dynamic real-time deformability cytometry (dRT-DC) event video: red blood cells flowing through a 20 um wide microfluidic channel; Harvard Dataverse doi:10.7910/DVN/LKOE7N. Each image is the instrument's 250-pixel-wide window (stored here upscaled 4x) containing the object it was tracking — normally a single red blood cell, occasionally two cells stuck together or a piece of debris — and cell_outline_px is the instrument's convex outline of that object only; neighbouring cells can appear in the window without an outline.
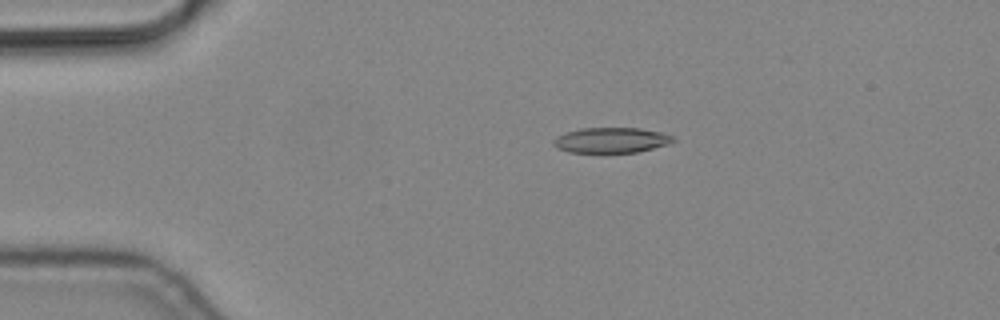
{"species": "common noctule bat (a hibernating species)", "species_latin": "Nyctalus noctula", "temperature_condition": "cold", "stored_images_in_passage": 8, "camera_frame_rate_fps": 3000, "um_per_image_px": 0.085, "animal": {"sex": "male", "body_mass_g": 19.2, "forearm_length_mm": 51.8}, "frame": {"image": 1, "passage_image": 4, "time_ms": 1.0, "image_size_px": [1000, 320], "cell_outline_px": [[676, 140], [668, 144], [636, 152], [568, 152], [556, 148], [552, 144], [552, 140], [556, 136], [580, 128], [640, 128], [660, 132], [672, 136]], "centroid_in_image_um": [51.91, 11.91], "position_along_channel_um": 33.1, "area_um2": 17.57}}
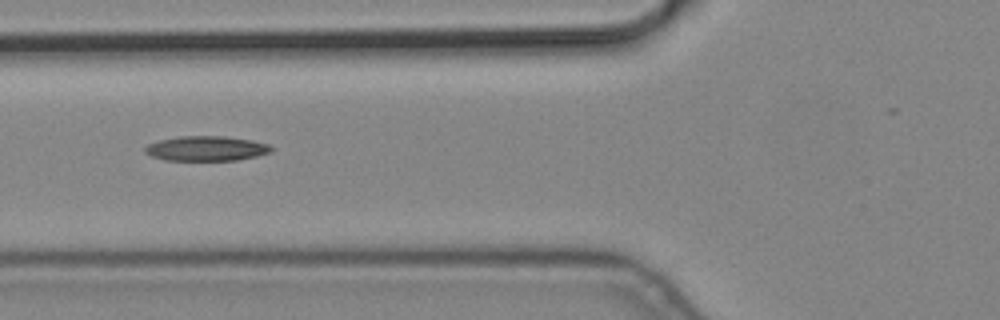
{"frame": {"image": 2, "passage_image": 7, "time_ms": 2.0, "image_size_px": [1000, 320], "cell_outline_px": [[272, 152], [256, 156], [236, 160], [164, 160], [152, 156], [144, 152], [144, 148], [148, 144], [160, 140], [180, 136], [224, 136], [252, 140], [268, 144], [272, 148]], "centroid_in_image_um": [17.53, 12.62], "position_along_channel_um": 108.3, "area_um2": 18.21}}
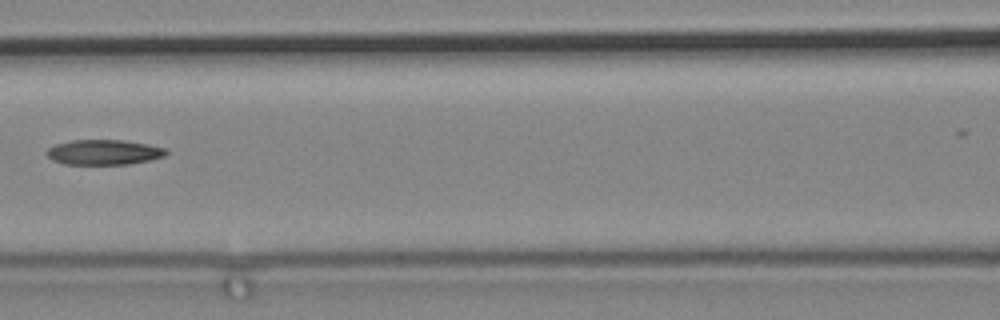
{"frame": {"image": 3, "passage_image": 8, "time_ms": 2.333, "image_size_px": [1000, 320], "cell_outline_px": [[168, 152], [164, 156], [152, 160], [128, 164], [64, 164], [52, 160], [44, 152], [48, 148], [56, 144], [72, 140], [124, 140], [148, 144], [168, 148]], "centroid_in_image_um": [8.85, 12.94], "position_along_channel_um": 157.8, "area_um2": 17.63}}